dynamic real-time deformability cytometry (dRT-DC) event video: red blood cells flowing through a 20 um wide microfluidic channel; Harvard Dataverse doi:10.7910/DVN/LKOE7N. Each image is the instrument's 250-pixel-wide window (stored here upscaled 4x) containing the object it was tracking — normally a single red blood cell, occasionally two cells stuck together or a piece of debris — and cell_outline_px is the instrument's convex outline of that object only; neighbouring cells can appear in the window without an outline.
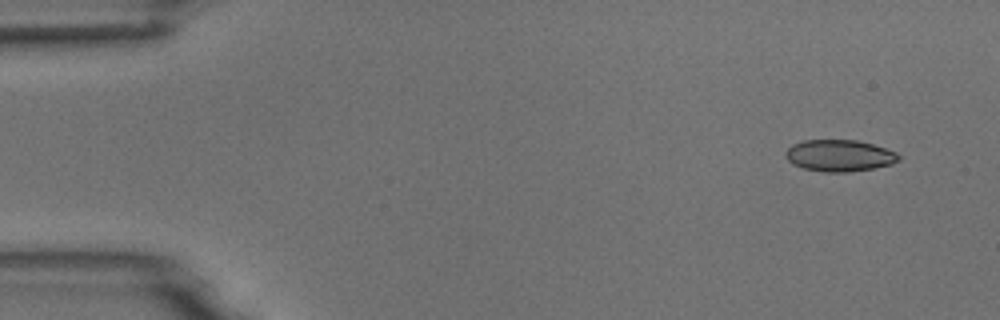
{"species": "common noctule bat (a hibernating species)", "species_latin": "Nyctalus noctula", "temperature_condition": "room temperature", "stored_images_in_passage": 7, "camera_frame_rate_fps": 3000, "um_per_image_px": 0.085, "animal": {"sex": "male", "body_mass_g": 18.8}, "frame": {"image": 1, "passage_image": 2, "time_ms": 1.0, "image_size_px": [1000, 320], "cell_outline_px": [[900, 160], [892, 164], [872, 168], [848, 172], [824, 172], [804, 168], [792, 164], [784, 156], [784, 152], [792, 144], [804, 140], [856, 140], [872, 144], [896, 152], [900, 156]], "centroid_in_image_um": [71.32, 13.22], "position_along_channel_um": 13.7, "area_um2": 20.87}}
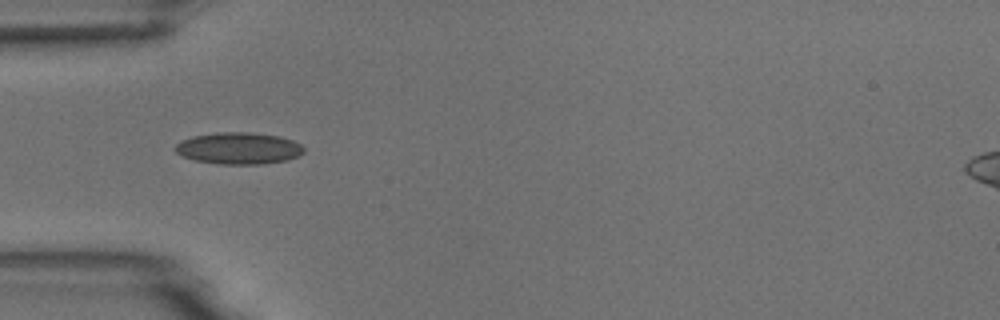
{"frame": {"image": 2, "passage_image": 5, "time_ms": 5.333, "image_size_px": [1000, 320], "cell_outline_px": [[304, 152], [300, 156], [288, 160], [264, 164], [220, 164], [196, 160], [184, 156], [176, 152], [176, 144], [180, 140], [192, 136], [220, 132], [248, 132], [280, 136], [292, 140], [300, 144], [304, 148]], "centroid_in_image_um": [20.33, 12.6], "position_along_channel_um": 64.7, "area_um2": 23.81}}